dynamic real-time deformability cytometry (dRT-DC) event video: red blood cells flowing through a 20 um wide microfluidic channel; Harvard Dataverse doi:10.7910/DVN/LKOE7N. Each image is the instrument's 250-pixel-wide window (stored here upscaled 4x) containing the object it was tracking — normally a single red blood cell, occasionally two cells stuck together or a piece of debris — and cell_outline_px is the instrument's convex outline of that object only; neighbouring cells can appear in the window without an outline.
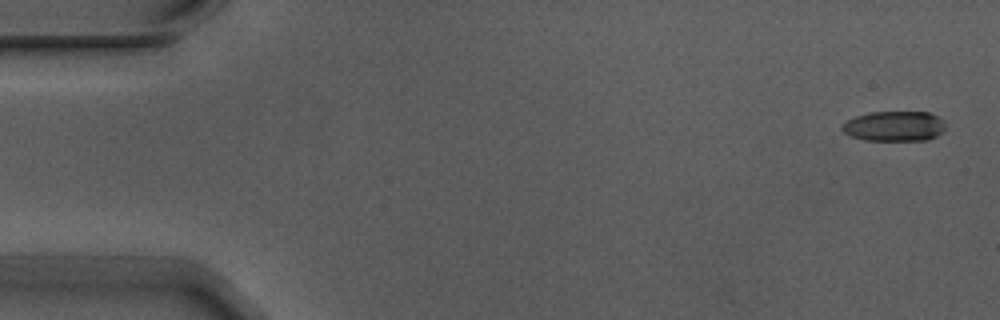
{"species": "Egyptian fruit bat (a non-hibernating species)", "species_latin": "Rousettus aegyptiacus", "temperature_condition": "warm", "stored_images_in_passage": 6, "camera_frame_rate_fps": 3000, "um_per_image_px": 0.085, "animal": {"sex": "male"}, "frame": {"image": 1, "passage_image": 1, "time_ms": 0.0, "image_size_px": [1000, 320], "cell_outline_px": [[944, 132], [928, 140], [864, 140], [852, 136], [844, 132], [840, 128], [840, 124], [856, 116], [868, 112], [928, 112], [944, 120]], "centroid_in_image_um": [76.01, 10.72], "position_along_channel_um": 9.0, "area_um2": 18.21}}